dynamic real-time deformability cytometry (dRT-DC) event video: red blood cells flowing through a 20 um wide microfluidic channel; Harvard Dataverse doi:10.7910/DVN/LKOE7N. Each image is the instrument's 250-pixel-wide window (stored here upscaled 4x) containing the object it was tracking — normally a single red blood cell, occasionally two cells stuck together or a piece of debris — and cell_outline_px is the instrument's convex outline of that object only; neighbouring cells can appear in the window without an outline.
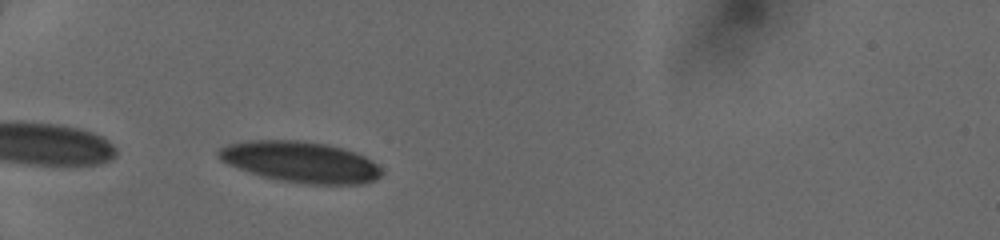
{"species": "human", "species_latin": "Homo sapiens", "temperature_condition": "cold", "stored_images_in_passage": 16, "camera_frame_rate_fps": 3000, "um_per_image_px": 0.085, "donor": {"sex": "female"}, "frame": {"image": 1, "passage_image": 3, "time_ms": 2.0, "image_size_px": [1000, 240], "cell_outline_px": [[384, 172], [376, 180], [364, 184], [308, 184], [280, 180], [260, 176], [228, 164], [220, 160], [216, 156], [216, 148], [228, 144], [252, 140], [296, 140], [328, 144], [344, 148], [356, 152], [372, 160]], "centroid_in_image_um": [25.54, 13.76], "position_along_channel_um": 59.5, "area_um2": 39.25}}
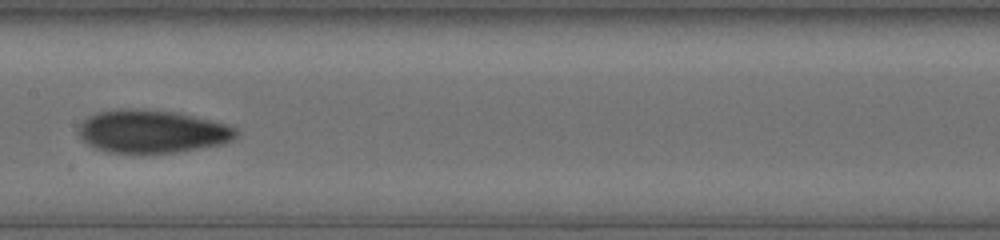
{"frame": {"image": 2, "passage_image": 7, "time_ms": 5.667, "image_size_px": [1000, 240], "cell_outline_px": [[240, 132], [232, 140], [224, 144], [176, 152], [108, 152], [92, 148], [76, 132], [80, 124], [88, 116], [96, 112], [120, 108], [144, 108], [172, 112], [192, 116], [224, 124], [236, 128]], "centroid_in_image_um": [12.88, 11.16], "position_along_channel_um": 194.5, "area_um2": 39.42}}